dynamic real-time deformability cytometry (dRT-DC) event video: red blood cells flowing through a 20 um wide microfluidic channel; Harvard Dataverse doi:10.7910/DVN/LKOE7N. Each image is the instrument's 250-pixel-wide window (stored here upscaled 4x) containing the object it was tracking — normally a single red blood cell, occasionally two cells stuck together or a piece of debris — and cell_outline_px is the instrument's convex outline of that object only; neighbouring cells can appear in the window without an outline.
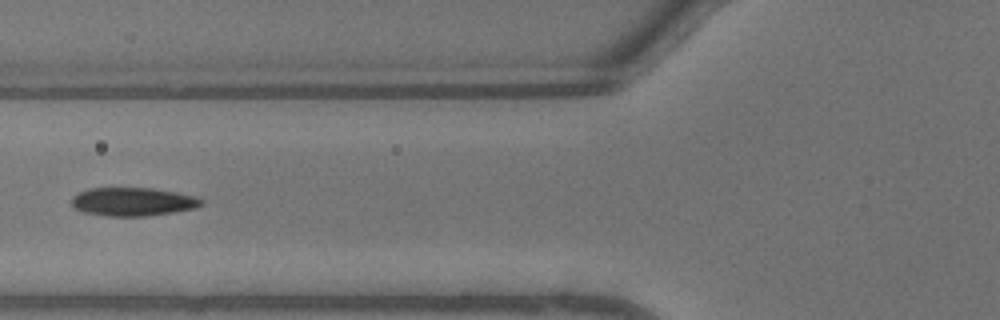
{"species": "common noctule bat (a hibernating species)", "species_latin": "Nyctalus noctula", "temperature_condition": "warm", "stored_images_in_passage": 11, "camera_frame_rate_fps": 3000, "um_per_image_px": 0.085, "animal": {"sex": "male", "body_mass_g": 13.3}, "frame": {"image": 1, "passage_image": 5, "time_ms": 1.333, "image_size_px": [1000, 320], "cell_outline_px": [[204, 204], [196, 208], [176, 212], [144, 216], [104, 216], [84, 212], [76, 208], [72, 204], [72, 196], [88, 188], [152, 188], [176, 192], [196, 196], [204, 200]], "centroid_in_image_um": [11.34, 17.15], "position_along_channel_um": 114.5, "area_um2": 21.62}}
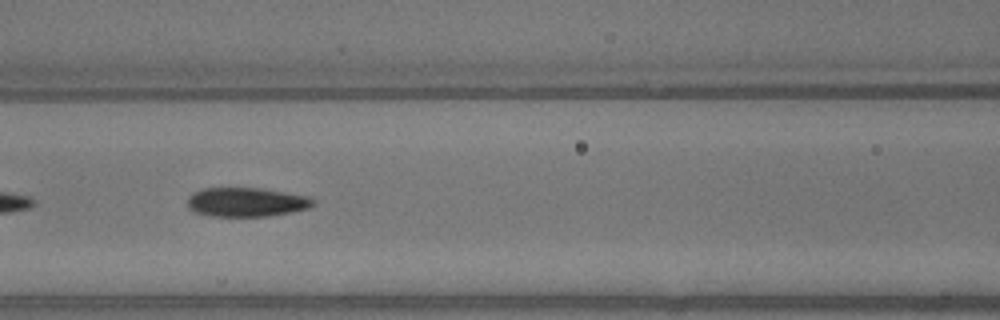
{"frame": {"image": 2, "passage_image": 7, "time_ms": 2.0, "image_size_px": [1000, 320], "cell_outline_px": [[316, 204], [312, 208], [292, 212], [268, 216], [208, 216], [192, 212], [188, 208], [188, 196], [192, 192], [204, 188], [264, 188], [308, 196]], "centroid_in_image_um": [20.93, 17.18], "position_along_channel_um": 145.7, "area_um2": 21.68}}